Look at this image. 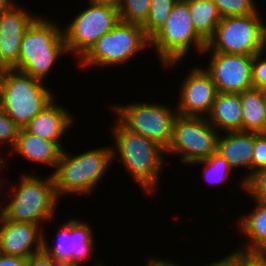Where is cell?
Masks as SVG:
<instances>
[{
  "mask_svg": "<svg viewBox=\"0 0 266 266\" xmlns=\"http://www.w3.org/2000/svg\"><path fill=\"white\" fill-rule=\"evenodd\" d=\"M16 5L0 14V66L18 70L23 34L38 16Z\"/></svg>",
  "mask_w": 266,
  "mask_h": 266,
  "instance_id": "cell-16",
  "label": "cell"
},
{
  "mask_svg": "<svg viewBox=\"0 0 266 266\" xmlns=\"http://www.w3.org/2000/svg\"><path fill=\"white\" fill-rule=\"evenodd\" d=\"M112 129L117 148L112 149L113 158L115 159L117 152L123 168L131 174L136 183L147 193H155L165 161V150L156 142L128 130L118 119Z\"/></svg>",
  "mask_w": 266,
  "mask_h": 266,
  "instance_id": "cell-1",
  "label": "cell"
},
{
  "mask_svg": "<svg viewBox=\"0 0 266 266\" xmlns=\"http://www.w3.org/2000/svg\"><path fill=\"white\" fill-rule=\"evenodd\" d=\"M255 144V132H226L219 136L217 153L222 156L234 169L247 168L249 172L241 181V186L246 189V181L252 176V156Z\"/></svg>",
  "mask_w": 266,
  "mask_h": 266,
  "instance_id": "cell-17",
  "label": "cell"
},
{
  "mask_svg": "<svg viewBox=\"0 0 266 266\" xmlns=\"http://www.w3.org/2000/svg\"><path fill=\"white\" fill-rule=\"evenodd\" d=\"M61 226L57 231L58 241L52 247L43 236V251L63 266H80L79 262L90 259L95 250L92 227L78 219H70Z\"/></svg>",
  "mask_w": 266,
  "mask_h": 266,
  "instance_id": "cell-12",
  "label": "cell"
},
{
  "mask_svg": "<svg viewBox=\"0 0 266 266\" xmlns=\"http://www.w3.org/2000/svg\"><path fill=\"white\" fill-rule=\"evenodd\" d=\"M263 96H264V99H265V104H266V89L263 90Z\"/></svg>",
  "mask_w": 266,
  "mask_h": 266,
  "instance_id": "cell-42",
  "label": "cell"
},
{
  "mask_svg": "<svg viewBox=\"0 0 266 266\" xmlns=\"http://www.w3.org/2000/svg\"><path fill=\"white\" fill-rule=\"evenodd\" d=\"M61 29L38 16L23 34L18 71L43 81L59 57L68 54Z\"/></svg>",
  "mask_w": 266,
  "mask_h": 266,
  "instance_id": "cell-2",
  "label": "cell"
},
{
  "mask_svg": "<svg viewBox=\"0 0 266 266\" xmlns=\"http://www.w3.org/2000/svg\"><path fill=\"white\" fill-rule=\"evenodd\" d=\"M44 81L15 69H6L1 86L0 108L21 128L54 101Z\"/></svg>",
  "mask_w": 266,
  "mask_h": 266,
  "instance_id": "cell-4",
  "label": "cell"
},
{
  "mask_svg": "<svg viewBox=\"0 0 266 266\" xmlns=\"http://www.w3.org/2000/svg\"><path fill=\"white\" fill-rule=\"evenodd\" d=\"M41 228L30 222L7 219L0 212V253L28 259L43 251L44 233Z\"/></svg>",
  "mask_w": 266,
  "mask_h": 266,
  "instance_id": "cell-15",
  "label": "cell"
},
{
  "mask_svg": "<svg viewBox=\"0 0 266 266\" xmlns=\"http://www.w3.org/2000/svg\"><path fill=\"white\" fill-rule=\"evenodd\" d=\"M178 0H151L146 21L141 25L151 38L167 21L170 11Z\"/></svg>",
  "mask_w": 266,
  "mask_h": 266,
  "instance_id": "cell-24",
  "label": "cell"
},
{
  "mask_svg": "<svg viewBox=\"0 0 266 266\" xmlns=\"http://www.w3.org/2000/svg\"><path fill=\"white\" fill-rule=\"evenodd\" d=\"M151 0H123L119 10L120 21L142 25L149 12Z\"/></svg>",
  "mask_w": 266,
  "mask_h": 266,
  "instance_id": "cell-26",
  "label": "cell"
},
{
  "mask_svg": "<svg viewBox=\"0 0 266 266\" xmlns=\"http://www.w3.org/2000/svg\"><path fill=\"white\" fill-rule=\"evenodd\" d=\"M242 131L266 133V104L263 90L251 88L240 93Z\"/></svg>",
  "mask_w": 266,
  "mask_h": 266,
  "instance_id": "cell-22",
  "label": "cell"
},
{
  "mask_svg": "<svg viewBox=\"0 0 266 266\" xmlns=\"http://www.w3.org/2000/svg\"><path fill=\"white\" fill-rule=\"evenodd\" d=\"M12 150L29 161L44 163L55 167L54 169H56L62 152V149L54 141L31 134L25 128L20 130Z\"/></svg>",
  "mask_w": 266,
  "mask_h": 266,
  "instance_id": "cell-20",
  "label": "cell"
},
{
  "mask_svg": "<svg viewBox=\"0 0 266 266\" xmlns=\"http://www.w3.org/2000/svg\"><path fill=\"white\" fill-rule=\"evenodd\" d=\"M99 4L109 5L117 9L120 8L123 0H90Z\"/></svg>",
  "mask_w": 266,
  "mask_h": 266,
  "instance_id": "cell-37",
  "label": "cell"
},
{
  "mask_svg": "<svg viewBox=\"0 0 266 266\" xmlns=\"http://www.w3.org/2000/svg\"><path fill=\"white\" fill-rule=\"evenodd\" d=\"M244 191L253 199L266 202V168L259 170L246 181Z\"/></svg>",
  "mask_w": 266,
  "mask_h": 266,
  "instance_id": "cell-28",
  "label": "cell"
},
{
  "mask_svg": "<svg viewBox=\"0 0 266 266\" xmlns=\"http://www.w3.org/2000/svg\"><path fill=\"white\" fill-rule=\"evenodd\" d=\"M27 261L28 259L21 256L0 253V266H27Z\"/></svg>",
  "mask_w": 266,
  "mask_h": 266,
  "instance_id": "cell-35",
  "label": "cell"
},
{
  "mask_svg": "<svg viewBox=\"0 0 266 266\" xmlns=\"http://www.w3.org/2000/svg\"><path fill=\"white\" fill-rule=\"evenodd\" d=\"M150 259H147L148 262L146 266H178L176 263L172 262L171 260L163 259H157L154 257H149ZM180 266V265H179Z\"/></svg>",
  "mask_w": 266,
  "mask_h": 266,
  "instance_id": "cell-36",
  "label": "cell"
},
{
  "mask_svg": "<svg viewBox=\"0 0 266 266\" xmlns=\"http://www.w3.org/2000/svg\"><path fill=\"white\" fill-rule=\"evenodd\" d=\"M241 266H266V255L241 252Z\"/></svg>",
  "mask_w": 266,
  "mask_h": 266,
  "instance_id": "cell-34",
  "label": "cell"
},
{
  "mask_svg": "<svg viewBox=\"0 0 266 266\" xmlns=\"http://www.w3.org/2000/svg\"><path fill=\"white\" fill-rule=\"evenodd\" d=\"M15 4L13 0H0V14L11 9Z\"/></svg>",
  "mask_w": 266,
  "mask_h": 266,
  "instance_id": "cell-38",
  "label": "cell"
},
{
  "mask_svg": "<svg viewBox=\"0 0 266 266\" xmlns=\"http://www.w3.org/2000/svg\"><path fill=\"white\" fill-rule=\"evenodd\" d=\"M262 52H266V33H265V37H264V42H263V50Z\"/></svg>",
  "mask_w": 266,
  "mask_h": 266,
  "instance_id": "cell-40",
  "label": "cell"
},
{
  "mask_svg": "<svg viewBox=\"0 0 266 266\" xmlns=\"http://www.w3.org/2000/svg\"><path fill=\"white\" fill-rule=\"evenodd\" d=\"M208 68L217 92L242 93L253 88L251 55H237L213 52Z\"/></svg>",
  "mask_w": 266,
  "mask_h": 266,
  "instance_id": "cell-13",
  "label": "cell"
},
{
  "mask_svg": "<svg viewBox=\"0 0 266 266\" xmlns=\"http://www.w3.org/2000/svg\"><path fill=\"white\" fill-rule=\"evenodd\" d=\"M21 128L0 108V143H9L12 148Z\"/></svg>",
  "mask_w": 266,
  "mask_h": 266,
  "instance_id": "cell-29",
  "label": "cell"
},
{
  "mask_svg": "<svg viewBox=\"0 0 266 266\" xmlns=\"http://www.w3.org/2000/svg\"><path fill=\"white\" fill-rule=\"evenodd\" d=\"M4 164H5V160L0 158V169H1L2 165H4ZM0 183H3V182H1V180H0Z\"/></svg>",
  "mask_w": 266,
  "mask_h": 266,
  "instance_id": "cell-41",
  "label": "cell"
},
{
  "mask_svg": "<svg viewBox=\"0 0 266 266\" xmlns=\"http://www.w3.org/2000/svg\"><path fill=\"white\" fill-rule=\"evenodd\" d=\"M219 136L206 117L177 115L165 155H180L181 162L191 165L216 153Z\"/></svg>",
  "mask_w": 266,
  "mask_h": 266,
  "instance_id": "cell-9",
  "label": "cell"
},
{
  "mask_svg": "<svg viewBox=\"0 0 266 266\" xmlns=\"http://www.w3.org/2000/svg\"><path fill=\"white\" fill-rule=\"evenodd\" d=\"M203 68V69H202ZM189 71L180 87L177 114L181 116L206 117L217 95V89L204 67Z\"/></svg>",
  "mask_w": 266,
  "mask_h": 266,
  "instance_id": "cell-14",
  "label": "cell"
},
{
  "mask_svg": "<svg viewBox=\"0 0 266 266\" xmlns=\"http://www.w3.org/2000/svg\"><path fill=\"white\" fill-rule=\"evenodd\" d=\"M263 168H266V133H255L252 176Z\"/></svg>",
  "mask_w": 266,
  "mask_h": 266,
  "instance_id": "cell-30",
  "label": "cell"
},
{
  "mask_svg": "<svg viewBox=\"0 0 266 266\" xmlns=\"http://www.w3.org/2000/svg\"><path fill=\"white\" fill-rule=\"evenodd\" d=\"M68 112L66 108L52 101L29 122L25 129L31 134L54 141L63 149L60 140L74 120Z\"/></svg>",
  "mask_w": 266,
  "mask_h": 266,
  "instance_id": "cell-18",
  "label": "cell"
},
{
  "mask_svg": "<svg viewBox=\"0 0 266 266\" xmlns=\"http://www.w3.org/2000/svg\"><path fill=\"white\" fill-rule=\"evenodd\" d=\"M207 121L218 131H242V106L240 93L218 92Z\"/></svg>",
  "mask_w": 266,
  "mask_h": 266,
  "instance_id": "cell-19",
  "label": "cell"
},
{
  "mask_svg": "<svg viewBox=\"0 0 266 266\" xmlns=\"http://www.w3.org/2000/svg\"><path fill=\"white\" fill-rule=\"evenodd\" d=\"M198 163L204 165L203 175L209 183H222L228 179L227 177H229L230 172H232L231 170H233L230 164L217 152L207 159L194 162L191 165Z\"/></svg>",
  "mask_w": 266,
  "mask_h": 266,
  "instance_id": "cell-25",
  "label": "cell"
},
{
  "mask_svg": "<svg viewBox=\"0 0 266 266\" xmlns=\"http://www.w3.org/2000/svg\"><path fill=\"white\" fill-rule=\"evenodd\" d=\"M150 46V38L140 24L120 21L104 34L79 60L82 67L123 65Z\"/></svg>",
  "mask_w": 266,
  "mask_h": 266,
  "instance_id": "cell-7",
  "label": "cell"
},
{
  "mask_svg": "<svg viewBox=\"0 0 266 266\" xmlns=\"http://www.w3.org/2000/svg\"><path fill=\"white\" fill-rule=\"evenodd\" d=\"M256 201V202H255ZM255 208L248 215L239 218L240 231L249 238L250 243L237 251L245 254L266 255V202L254 199Z\"/></svg>",
  "mask_w": 266,
  "mask_h": 266,
  "instance_id": "cell-21",
  "label": "cell"
},
{
  "mask_svg": "<svg viewBox=\"0 0 266 266\" xmlns=\"http://www.w3.org/2000/svg\"><path fill=\"white\" fill-rule=\"evenodd\" d=\"M5 70L6 69L4 67L0 66V94H1V86H2V80H3Z\"/></svg>",
  "mask_w": 266,
  "mask_h": 266,
  "instance_id": "cell-39",
  "label": "cell"
},
{
  "mask_svg": "<svg viewBox=\"0 0 266 266\" xmlns=\"http://www.w3.org/2000/svg\"><path fill=\"white\" fill-rule=\"evenodd\" d=\"M118 121L128 130L159 144L164 150L170 143L177 110L157 103L114 106Z\"/></svg>",
  "mask_w": 266,
  "mask_h": 266,
  "instance_id": "cell-11",
  "label": "cell"
},
{
  "mask_svg": "<svg viewBox=\"0 0 266 266\" xmlns=\"http://www.w3.org/2000/svg\"><path fill=\"white\" fill-rule=\"evenodd\" d=\"M204 266H241V252L235 250L224 258Z\"/></svg>",
  "mask_w": 266,
  "mask_h": 266,
  "instance_id": "cell-33",
  "label": "cell"
},
{
  "mask_svg": "<svg viewBox=\"0 0 266 266\" xmlns=\"http://www.w3.org/2000/svg\"><path fill=\"white\" fill-rule=\"evenodd\" d=\"M150 45L155 47L165 67L180 62L192 46L203 53L207 43L194 29L188 0H178L174 4L166 23L150 38Z\"/></svg>",
  "mask_w": 266,
  "mask_h": 266,
  "instance_id": "cell-6",
  "label": "cell"
},
{
  "mask_svg": "<svg viewBox=\"0 0 266 266\" xmlns=\"http://www.w3.org/2000/svg\"><path fill=\"white\" fill-rule=\"evenodd\" d=\"M113 160L112 148L101 147L77 156L62 149L52 176L56 194L86 195L95 189Z\"/></svg>",
  "mask_w": 266,
  "mask_h": 266,
  "instance_id": "cell-3",
  "label": "cell"
},
{
  "mask_svg": "<svg viewBox=\"0 0 266 266\" xmlns=\"http://www.w3.org/2000/svg\"><path fill=\"white\" fill-rule=\"evenodd\" d=\"M261 18L258 9L246 16L222 17L203 53L253 56L262 52L266 25Z\"/></svg>",
  "mask_w": 266,
  "mask_h": 266,
  "instance_id": "cell-8",
  "label": "cell"
},
{
  "mask_svg": "<svg viewBox=\"0 0 266 266\" xmlns=\"http://www.w3.org/2000/svg\"><path fill=\"white\" fill-rule=\"evenodd\" d=\"M89 7L81 11L71 24L63 29L66 50L74 53L79 60L104 34L119 22V10L115 7L88 0Z\"/></svg>",
  "mask_w": 266,
  "mask_h": 266,
  "instance_id": "cell-10",
  "label": "cell"
},
{
  "mask_svg": "<svg viewBox=\"0 0 266 266\" xmlns=\"http://www.w3.org/2000/svg\"><path fill=\"white\" fill-rule=\"evenodd\" d=\"M263 52L253 55L252 60V82L253 88L266 89V58L262 60Z\"/></svg>",
  "mask_w": 266,
  "mask_h": 266,
  "instance_id": "cell-31",
  "label": "cell"
},
{
  "mask_svg": "<svg viewBox=\"0 0 266 266\" xmlns=\"http://www.w3.org/2000/svg\"><path fill=\"white\" fill-rule=\"evenodd\" d=\"M196 33L207 43L214 35L221 16L213 0H188Z\"/></svg>",
  "mask_w": 266,
  "mask_h": 266,
  "instance_id": "cell-23",
  "label": "cell"
},
{
  "mask_svg": "<svg viewBox=\"0 0 266 266\" xmlns=\"http://www.w3.org/2000/svg\"><path fill=\"white\" fill-rule=\"evenodd\" d=\"M27 266H63L56 262L50 255L44 251L31 255L28 258Z\"/></svg>",
  "mask_w": 266,
  "mask_h": 266,
  "instance_id": "cell-32",
  "label": "cell"
},
{
  "mask_svg": "<svg viewBox=\"0 0 266 266\" xmlns=\"http://www.w3.org/2000/svg\"><path fill=\"white\" fill-rule=\"evenodd\" d=\"M18 185L0 212L7 219L36 225L51 221L59 202L52 174L46 179L25 174Z\"/></svg>",
  "mask_w": 266,
  "mask_h": 266,
  "instance_id": "cell-5",
  "label": "cell"
},
{
  "mask_svg": "<svg viewBox=\"0 0 266 266\" xmlns=\"http://www.w3.org/2000/svg\"><path fill=\"white\" fill-rule=\"evenodd\" d=\"M221 17L246 16L254 13V0H213Z\"/></svg>",
  "mask_w": 266,
  "mask_h": 266,
  "instance_id": "cell-27",
  "label": "cell"
}]
</instances>
